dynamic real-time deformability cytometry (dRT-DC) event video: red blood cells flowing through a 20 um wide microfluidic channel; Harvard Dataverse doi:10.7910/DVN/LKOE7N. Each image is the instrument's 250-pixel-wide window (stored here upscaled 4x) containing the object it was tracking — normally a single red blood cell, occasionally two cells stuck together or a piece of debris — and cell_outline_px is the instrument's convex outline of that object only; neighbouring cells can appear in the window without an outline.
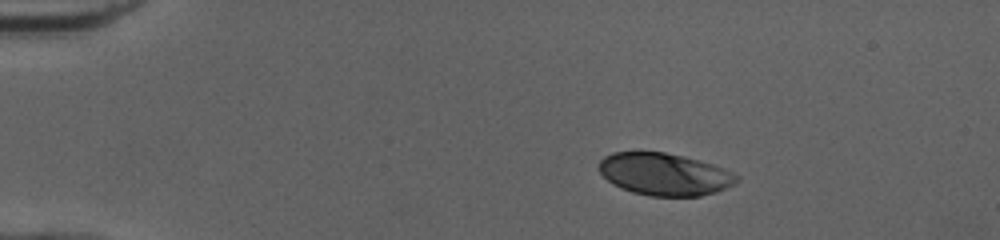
{"species": "human", "species_latin": "Homo sapiens", "temperature_condition": "cold", "stored_images_in_passage": 28, "camera_frame_rate_fps": 3000, "um_per_image_px": 0.085, "donor": {"sex": "female"}, "frame": {"image": 1, "passage_image": 1, "time_ms": 0.0, "image_size_px": [1000, 240], "cell_outline_px": [[704, 192], [692, 196], [664, 196], [640, 192], [628, 188], [612, 180], [604, 160], [612, 156], [624, 152], [656, 152], [672, 156]], "centroid_in_image_um": [55.39, 14.8], "position_along_channel_um": 29.6, "area_um2": 22.02}}
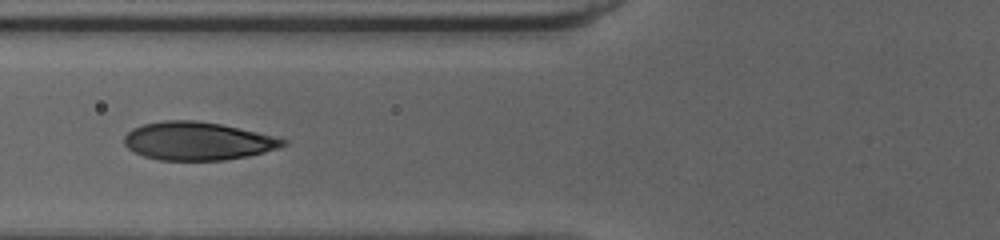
{"frame": {"image": 2, "passage_image": 13, "time_ms": 4.0, "image_size_px": [1000, 240], "cell_outline_px": [[276, 144], [256, 152], [236, 156], [204, 160], [184, 160], [156, 156], [136, 132], [140, 128], [156, 124], [212, 124], [232, 128], [276, 140]], "centroid_in_image_um": [17.08, 12.02], "position_along_channel_um": 108.7, "area_um2": 26.76}}
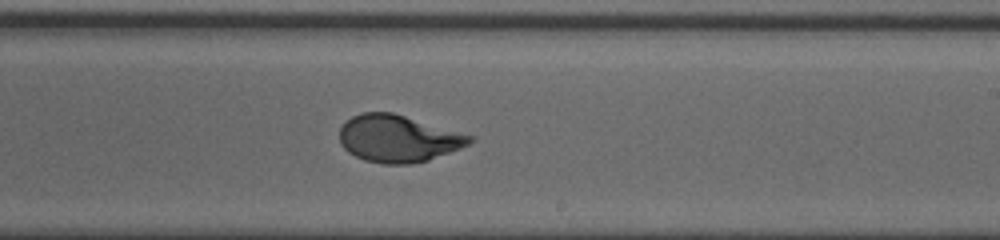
{"frame": {"image": 3, "passage_image": 24, "time_ms": 7.667, "image_size_px": [1000, 240], "cell_outline_px": [[464, 140], [460, 144], [420, 160], [376, 160], [344, 128], [352, 120], [360, 116], [400, 116]], "centroid_in_image_um": [33.91, 11.73], "position_along_channel_um": 255.1, "area_um2": 25.49}}